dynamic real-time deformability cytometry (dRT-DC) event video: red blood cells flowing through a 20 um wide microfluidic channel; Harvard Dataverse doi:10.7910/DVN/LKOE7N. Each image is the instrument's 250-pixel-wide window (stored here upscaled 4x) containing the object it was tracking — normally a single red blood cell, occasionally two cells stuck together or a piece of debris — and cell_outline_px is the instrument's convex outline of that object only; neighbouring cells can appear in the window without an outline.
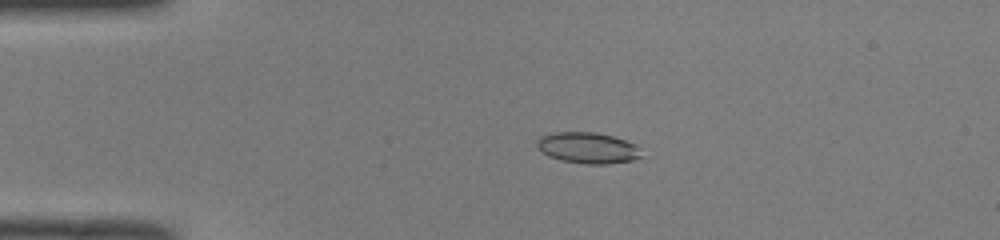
{"species": "common noctule bat (a hibernating species)", "species_latin": "Nyctalus noctula", "temperature_condition": "room temperature", "stored_images_in_passage": 50, "camera_frame_rate_fps": 3000, "um_per_image_px": 0.085, "animal": {"sex": "male", "body_mass_g": 19.0, "forearm_length_mm": 50.8}, "frame": {"image": 1, "passage_image": 11, "time_ms": 3.333, "image_size_px": [1000, 240], "cell_outline_px": [[644, 156], [632, 160], [608, 164], [584, 164], [560, 160], [548, 156], [536, 144], [540, 136], [552, 132], [596, 132], [612, 136], [636, 144]], "centroid_in_image_um": [49.98, 12.57], "position_along_channel_um": 35.0, "area_um2": 18.96}}
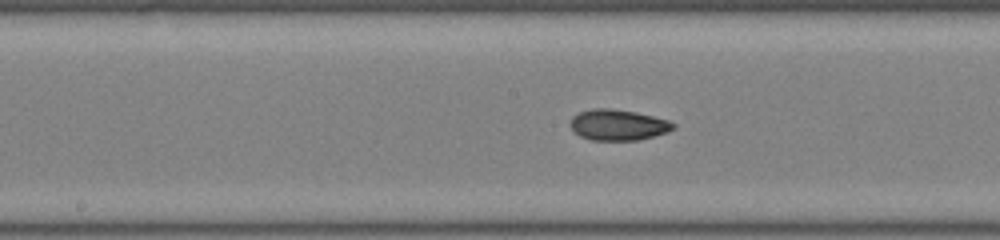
{"frame": {"image": 2, "passage_image": 26, "time_ms": 8.333, "image_size_px": [1000, 240], "cell_outline_px": [[676, 128], [668, 132], [636, 140], [592, 140], [580, 136], [568, 124], [572, 116], [580, 112], [592, 108], [612, 108], [636, 112], [668, 120], [676, 124]], "centroid_in_image_um": [52.53, 10.6], "position_along_channel_um": 195.7, "area_um2": 18.55}}
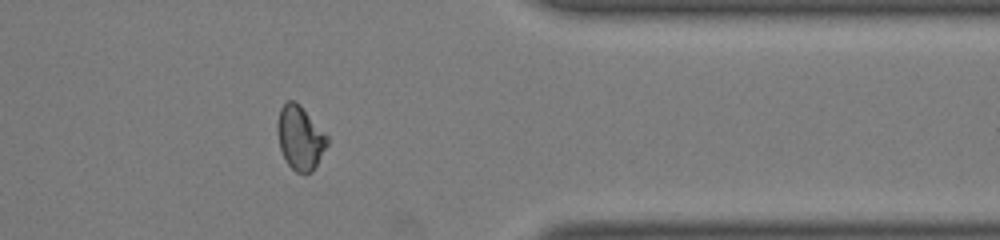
{"frame": {"image": 3, "passage_image": 41, "time_ms": 13.333, "image_size_px": [1000, 240], "cell_outline_px": [[328, 144], [312, 172], [304, 176], [296, 172], [288, 164], [280, 148], [276, 128], [280, 108], [288, 100], [296, 100], [300, 104], [328, 136]], "centroid_in_image_um": [25.51, 11.72], "position_along_channel_um": 385.9, "area_um2": 18.67}, "authors_computed_cell_mechanics": {"area_um2": 18.6405, "velocity_mm_per_s": 4.0635, "shape_relaxation_time_tau1_ms": 8.9521, "shape_relaxation_time_tau2_ms": 2.4909, "deformation_change_tau1": 0.211, "deformation_change_tau2": 0.0558}}